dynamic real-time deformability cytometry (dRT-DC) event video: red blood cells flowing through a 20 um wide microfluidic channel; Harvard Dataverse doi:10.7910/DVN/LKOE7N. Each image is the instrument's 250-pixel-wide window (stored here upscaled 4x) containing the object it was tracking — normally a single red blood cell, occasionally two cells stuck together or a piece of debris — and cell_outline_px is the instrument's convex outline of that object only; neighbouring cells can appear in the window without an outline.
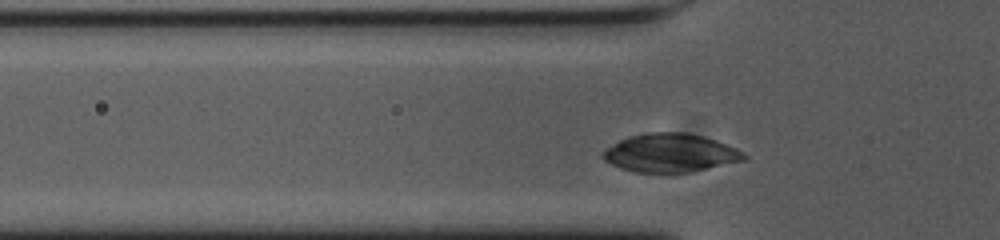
{"species": "common noctule bat (a hibernating species)", "species_latin": "Nyctalus noctula", "temperature_condition": "cold", "stored_images_in_passage": 33, "camera_frame_rate_fps": 3000, "um_per_image_px": 0.085, "animal": {"sex": "female", "body_mass_g": 23.0, "forearm_length_mm": 53.4}, "frame": {"image": 1, "passage_image": 6, "time_ms": 1.667, "image_size_px": [1000, 240], "cell_outline_px": [[748, 156], [744, 160], [692, 172], [636, 172], [620, 168], [604, 160], [600, 156], [608, 148], [620, 140], [628, 136], [648, 132], [684, 132], [716, 140], [736, 148], [744, 152]], "centroid_in_image_um": [56.99, 13.0], "position_along_channel_um": 68.8, "area_um2": 31.39}}
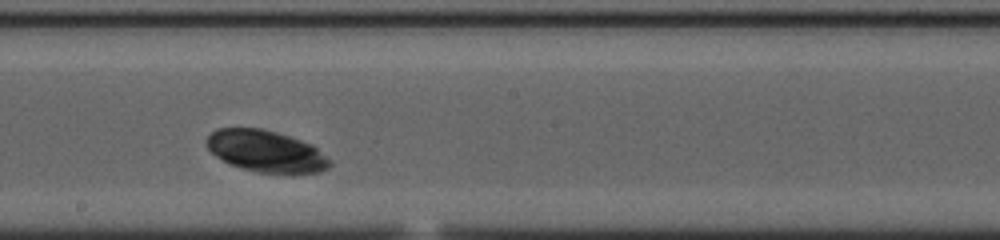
{"frame": {"image": 2, "passage_image": 19, "time_ms": 6.0, "image_size_px": [1000, 240], "cell_outline_px": [[332, 164], [328, 168], [320, 172], [288, 176], [256, 172], [232, 164], [216, 156], [208, 148], [208, 136], [216, 128], [260, 128], [276, 132], [312, 144]], "centroid_in_image_um": [22.65, 12.89], "position_along_channel_um": 225.5, "area_um2": 30.0}}
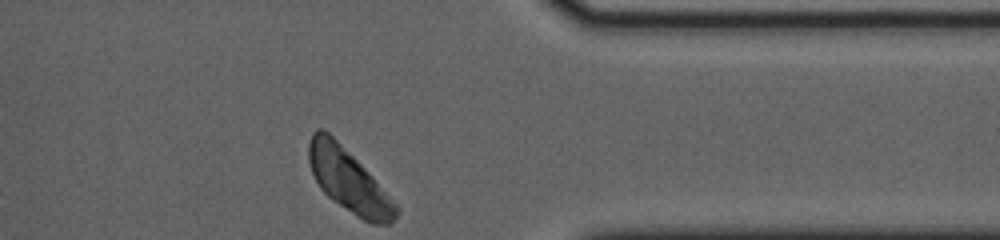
{"frame": {"image": 3, "passage_image": 33, "time_ms": 10.667, "image_size_px": [1000, 240], "cell_outline_px": [[400, 212], [388, 224], [372, 224], [356, 216], [332, 200], [320, 188], [312, 172], [308, 160], [308, 144], [312, 132], [316, 128], [324, 128], [372, 176], [400, 208]], "centroid_in_image_um": [29.61, 15.35], "position_along_channel_um": 381.8, "area_um2": 31.62}}